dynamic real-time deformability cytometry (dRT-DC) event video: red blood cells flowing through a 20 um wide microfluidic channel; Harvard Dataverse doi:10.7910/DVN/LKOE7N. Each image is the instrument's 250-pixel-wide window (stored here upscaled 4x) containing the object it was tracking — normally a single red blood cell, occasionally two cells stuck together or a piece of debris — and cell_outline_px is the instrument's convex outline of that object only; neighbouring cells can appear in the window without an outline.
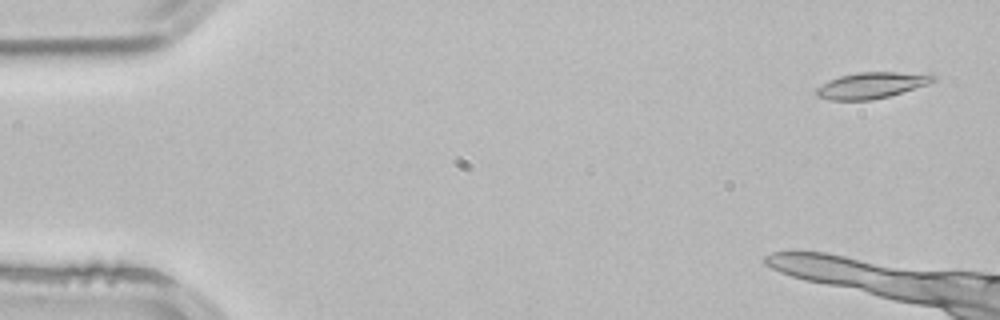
{"species": "common noctule bat (a hibernating species)", "species_latin": "Nyctalus noctula", "temperature_condition": "room temperature", "stored_images_in_passage": 3, "camera_frame_rate_fps": 3000, "um_per_image_px": 0.085, "animal": {"sex": "male", "body_mass_g": 21.5, "forearm_length_mm": 52.0}, "frame": {"image": 1, "passage_image": 3, "time_ms": 0.667, "image_size_px": [1000, 320], "cell_outline_px": [[936, 80], [928, 84], [888, 96], [872, 100], [828, 100], [816, 96], [816, 88], [828, 80], [840, 76], [860, 72], [932, 72], [936, 76]], "centroid_in_image_um": [74.13, 7.23], "position_along_channel_um": 10.9, "area_um2": 18.03}}